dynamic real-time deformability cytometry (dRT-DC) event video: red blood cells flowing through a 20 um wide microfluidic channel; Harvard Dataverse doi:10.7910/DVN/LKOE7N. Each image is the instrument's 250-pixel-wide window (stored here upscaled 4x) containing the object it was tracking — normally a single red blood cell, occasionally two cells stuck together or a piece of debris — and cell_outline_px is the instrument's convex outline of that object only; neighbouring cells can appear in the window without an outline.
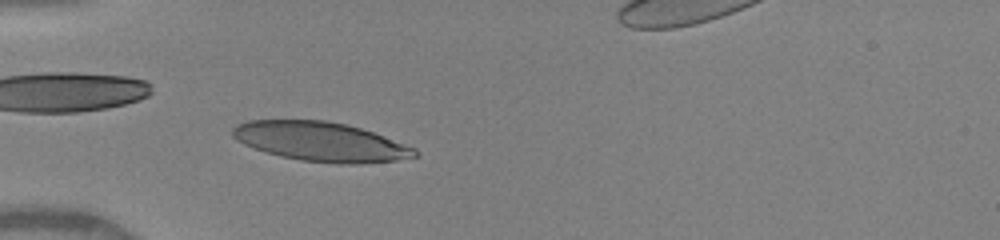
{"species": "human", "species_latin": "Homo sapiens", "temperature_condition": "warm", "stored_images_in_passage": 37, "camera_frame_rate_fps": 3000, "um_per_image_px": 0.085, "donor": {"sex": "female"}, "frame": {"image": 1, "passage_image": 10, "time_ms": 3.0, "image_size_px": [1000, 240], "cell_outline_px": [[420, 156], [396, 160], [360, 164], [336, 164], [300, 160], [280, 156], [244, 144], [236, 140], [232, 136], [232, 128], [236, 124], [248, 120], [324, 120], [344, 124], [360, 128], [372, 132], [416, 148], [420, 152]], "centroid_in_image_um": [27.28, 12.05], "position_along_channel_um": 57.7, "area_um2": 41.73}}
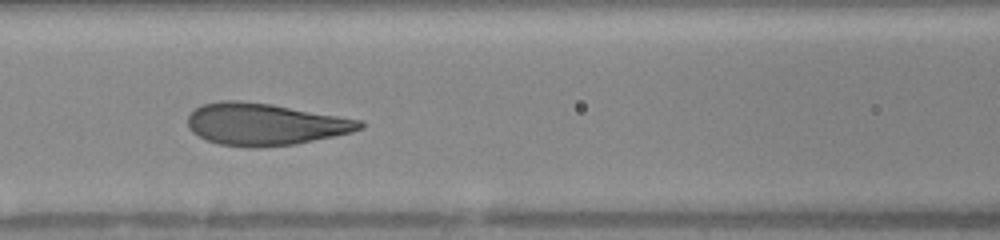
{"frame": {"image": 2, "passage_image": 17, "time_ms": 5.333, "image_size_px": [1000, 240], "cell_outline_px": [[364, 128], [352, 132], [296, 144], [256, 148], [252, 148], [220, 144], [208, 140], [192, 132], [188, 128], [188, 116], [200, 104], [220, 100], [236, 100], [272, 104], [360, 120], [364, 124]], "centroid_in_image_um": [22.49, 10.56], "position_along_channel_um": 144.1, "area_um2": 42.02}}
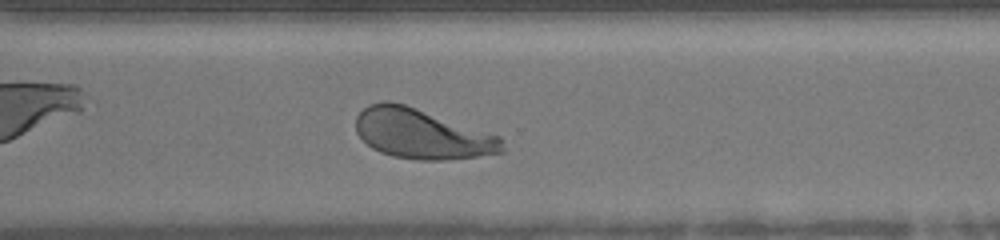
{"frame": {"image": 3, "passage_image": 31, "time_ms": 10.0, "image_size_px": [1000, 240], "cell_outline_px": [[504, 152], [476, 156], [444, 160], [420, 160], [392, 156], [380, 152], [372, 148], [356, 132], [356, 116], [368, 104], [384, 100], [388, 100], [404, 104], [500, 136], [504, 148]], "centroid_in_image_um": [35.83, 11.38], "position_along_channel_um": 334.8, "area_um2": 42.25}, "authors_computed_cell_mechanics": {"area_um2": 42.0206, "velocity_mm_per_s": 4.1038, "shape_relaxation_time_tau1_ms": 1.8191, "shape_relaxation_time_tau2_ms": null, "deformation_change_tau1": 0.1569, "deformation_change_tau2": null}}